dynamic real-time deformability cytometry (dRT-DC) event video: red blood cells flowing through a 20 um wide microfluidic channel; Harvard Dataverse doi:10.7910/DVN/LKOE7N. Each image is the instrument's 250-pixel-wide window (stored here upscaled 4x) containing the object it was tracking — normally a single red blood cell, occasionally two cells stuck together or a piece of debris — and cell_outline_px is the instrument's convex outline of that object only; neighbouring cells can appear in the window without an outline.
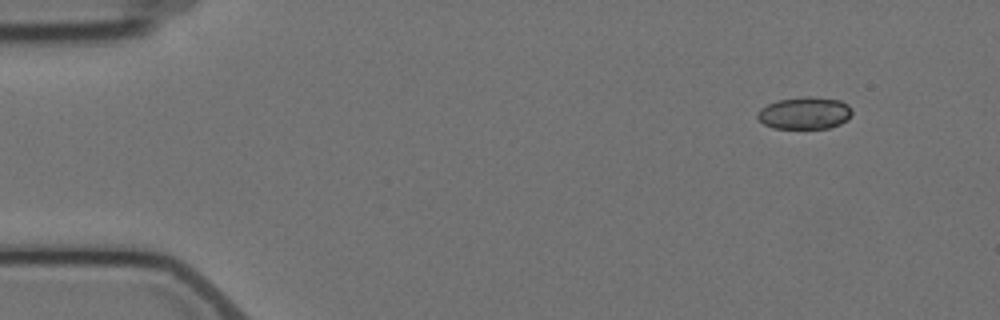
{"species": "Egyptian fruit bat (a non-hibernating species)", "species_latin": "Rousettus aegyptiacus", "temperature_condition": "cold", "stored_images_in_passage": 4, "camera_frame_rate_fps": 3000, "um_per_image_px": 0.085, "animal": {"sex": "female"}, "frame": {"image": 1, "passage_image": 1, "time_ms": 0.0, "image_size_px": [1000, 320], "cell_outline_px": [[852, 112], [848, 120], [840, 124], [828, 128], [772, 128], [764, 124], [756, 116], [756, 112], [760, 108], [776, 100], [804, 96], [812, 96], [840, 100], [848, 104], [852, 108]], "centroid_in_image_um": [68.4, 9.6], "position_along_channel_um": 16.6, "area_um2": 17.98}}
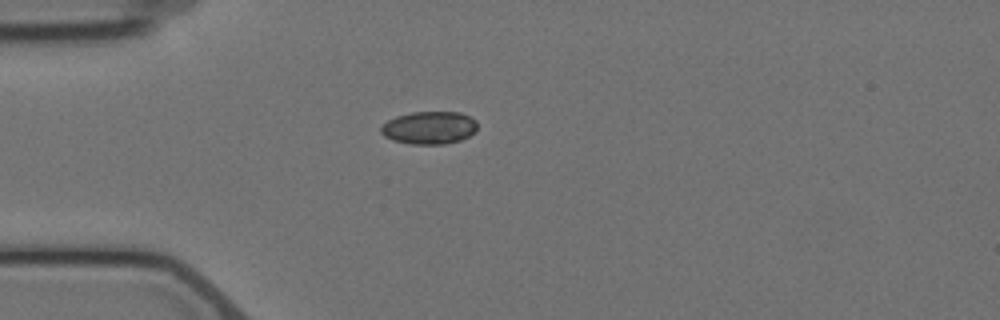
{"frame": {"image": 2, "passage_image": 4, "time_ms": 3.333, "image_size_px": [1000, 320], "cell_outline_px": [[476, 132], [460, 140], [444, 144], [412, 144], [392, 140], [384, 136], [380, 132], [380, 128], [388, 120], [396, 116], [412, 112], [460, 112], [476, 120]], "centroid_in_image_um": [36.48, 10.86], "position_along_channel_um": 48.5, "area_um2": 18.38}}